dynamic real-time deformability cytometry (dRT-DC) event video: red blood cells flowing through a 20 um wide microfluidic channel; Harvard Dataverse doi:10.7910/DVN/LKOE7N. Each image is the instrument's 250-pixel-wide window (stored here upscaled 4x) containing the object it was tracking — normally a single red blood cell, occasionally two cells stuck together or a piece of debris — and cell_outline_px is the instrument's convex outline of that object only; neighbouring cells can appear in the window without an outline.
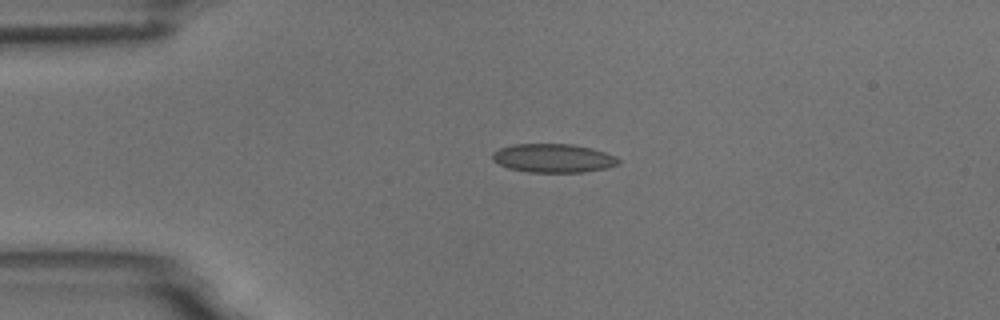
{"species": "common noctule bat (a hibernating species)", "species_latin": "Nyctalus noctula", "temperature_condition": "room temperature", "stored_images_in_passage": 3, "camera_frame_rate_fps": 3000, "um_per_image_px": 0.085, "animal": {"sex": "male", "body_mass_g": 18.8}, "frame": {"image": 1, "passage_image": 1, "time_ms": 0.0, "image_size_px": [1000, 320], "cell_outline_px": [[620, 164], [604, 168], [584, 172], [528, 172], [508, 168], [492, 160], [492, 152], [500, 148], [512, 144], [572, 144], [592, 148], [616, 156], [620, 160]], "centroid_in_image_um": [47.02, 13.44], "position_along_channel_um": 38.0, "area_um2": 21.1}}